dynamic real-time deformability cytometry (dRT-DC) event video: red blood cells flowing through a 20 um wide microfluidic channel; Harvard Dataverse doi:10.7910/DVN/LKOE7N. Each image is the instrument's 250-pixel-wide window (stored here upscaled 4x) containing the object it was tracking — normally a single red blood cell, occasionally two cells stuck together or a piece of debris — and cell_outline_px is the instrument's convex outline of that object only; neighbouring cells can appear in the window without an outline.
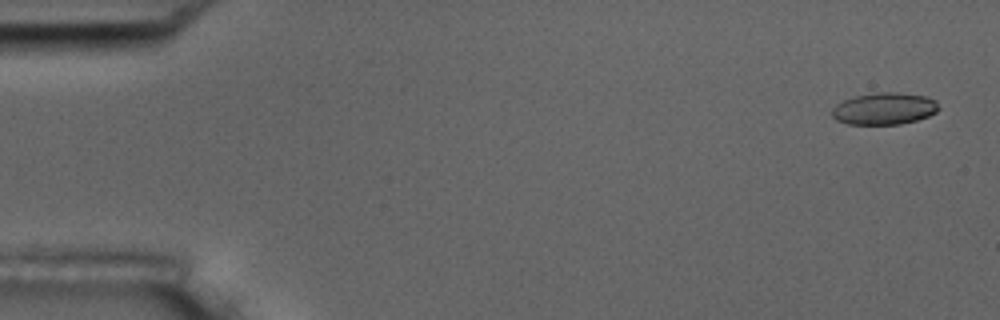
{"species": "common noctule bat (a hibernating species)", "species_latin": "Nyctalus noctula", "temperature_condition": "room temperature", "stored_images_in_passage": 6, "segment_of_instrument_passage": [2, 2], "camera_frame_rate_fps": 3000, "um_per_image_px": 0.085, "animal": {"sex": "male", "body_mass_g": 17.5, "forearm_length_mm": 52.3}, "frame": {"image": 1, "passage_image": 6, "time_ms": 6.667, "image_size_px": [1000, 320], "cell_outline_px": [[940, 108], [936, 112], [928, 116], [916, 120], [900, 124], [848, 124], [836, 120], [832, 116], [832, 108], [836, 104], [844, 100], [856, 96], [876, 92], [896, 92], [924, 96], [936, 100]], "centroid_in_image_um": [75.16, 9.23], "position_along_channel_um": 9.8, "area_um2": 19.83}}